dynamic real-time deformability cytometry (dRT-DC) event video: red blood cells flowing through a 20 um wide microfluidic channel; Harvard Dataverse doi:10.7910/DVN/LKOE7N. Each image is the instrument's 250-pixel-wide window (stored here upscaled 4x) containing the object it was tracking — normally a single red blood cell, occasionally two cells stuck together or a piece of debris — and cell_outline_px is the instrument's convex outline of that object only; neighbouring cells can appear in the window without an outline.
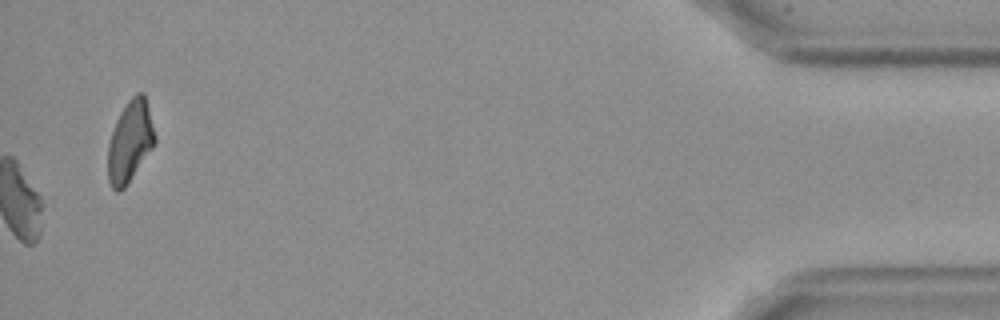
{"species": "Egyptian fruit bat (a non-hibernating species)", "species_latin": "Rousettus aegyptiacus", "temperature_condition": "cold", "stored_images_in_passage": 40, "camera_frame_rate_fps": 3000, "um_per_image_px": 0.085, "frame": {"image": 1, "passage_image": 40, "time_ms": 13.0, "image_size_px": [1000, 320], "cell_outline_px": [[156, 140], [152, 148], [124, 188], [120, 192], [116, 192], [112, 188], [108, 180], [108, 144], [116, 120], [120, 112], [128, 100], [136, 92], [144, 92], [156, 136]], "centroid_in_image_um": [11.04, 12.01], "position_along_channel_um": 424.2, "area_um2": 22.14}, "authors_computed_cell_mechanics": {"area_um2": 22.831, "velocity_mm_per_s": 3.59, "shape_relaxation_time_tau1_ms": null, "shape_relaxation_time_tau2_ms": 3.1888, "deformation_change_tau1": null, "deformation_change_tau2": 0.1475}}